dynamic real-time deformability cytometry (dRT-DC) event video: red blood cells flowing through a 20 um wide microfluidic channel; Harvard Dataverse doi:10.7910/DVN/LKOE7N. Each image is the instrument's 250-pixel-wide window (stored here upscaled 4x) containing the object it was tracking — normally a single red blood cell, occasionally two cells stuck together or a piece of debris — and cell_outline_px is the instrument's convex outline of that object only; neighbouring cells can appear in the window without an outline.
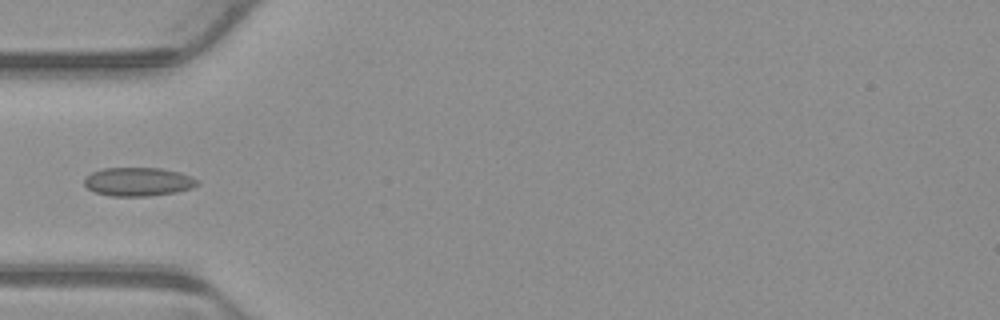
{"species": "common noctule bat (a hibernating species)", "species_latin": "Nyctalus noctula", "temperature_condition": "warm", "stored_images_in_passage": 5, "camera_frame_rate_fps": 3000, "um_per_image_px": 0.085, "animal": {"sex": "male", "body_mass_g": 23.1, "forearm_length_mm": 52.7}, "frame": {"image": 1, "passage_image": 4, "time_ms": 1.0, "image_size_px": [1000, 320], "cell_outline_px": [[200, 184], [192, 188], [176, 192], [148, 196], [112, 196], [96, 192], [88, 188], [84, 184], [84, 176], [92, 172], [104, 168], [160, 168], [180, 172], [192, 176], [200, 180]], "centroid_in_image_um": [11.78, 15.44], "position_along_channel_um": 73.2, "area_um2": 19.02}}
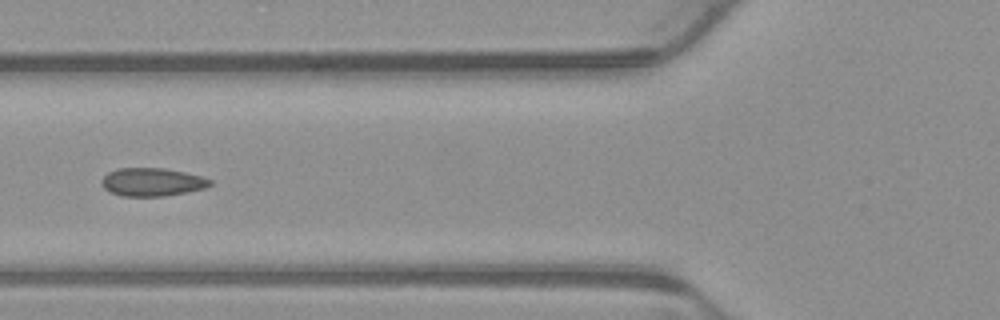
{"frame": {"image": 2, "passage_image": 5, "time_ms": 1.333, "image_size_px": [1000, 320], "cell_outline_px": [[212, 184], [204, 188], [188, 192], [164, 196], [124, 196], [108, 192], [100, 184], [100, 180], [108, 172], [116, 168], [164, 168], [204, 176], [212, 180]], "centroid_in_image_um": [12.91, 15.47], "position_along_channel_um": 112.9, "area_um2": 18.03}}